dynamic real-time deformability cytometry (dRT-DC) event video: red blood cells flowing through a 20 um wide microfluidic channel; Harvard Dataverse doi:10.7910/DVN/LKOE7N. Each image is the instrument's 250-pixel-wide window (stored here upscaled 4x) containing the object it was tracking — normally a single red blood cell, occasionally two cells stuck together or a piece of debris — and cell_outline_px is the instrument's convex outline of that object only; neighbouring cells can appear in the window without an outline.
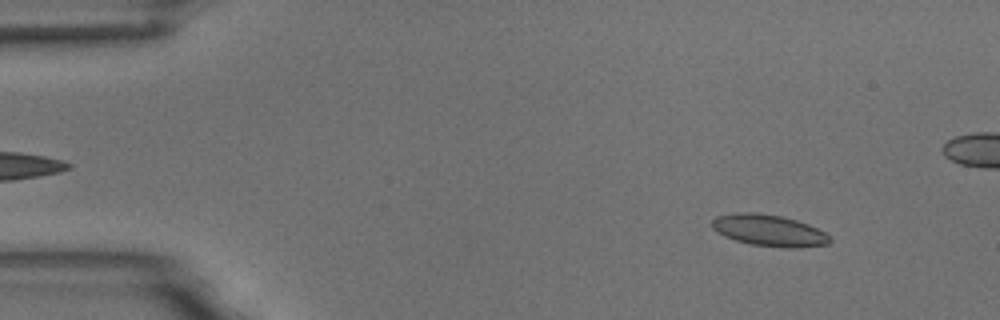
{"species": "common noctule bat (a hibernating species)", "species_latin": "Nyctalus noctula", "temperature_condition": "room temperature", "stored_images_in_passage": 41, "camera_frame_rate_fps": 3000, "um_per_image_px": 0.085, "animal": {"sex": "male", "body_mass_g": 18.8}, "frame": {"image": 1, "passage_image": 6, "time_ms": 1.667, "image_size_px": [1000, 320], "cell_outline_px": [[832, 240], [828, 244], [796, 248], [788, 248], [752, 244], [736, 240], [724, 236], [716, 232], [712, 228], [712, 220], [716, 216], [736, 212], [756, 212], [780, 216], [796, 220], [808, 224], [832, 236]], "centroid_in_image_um": [65.36, 19.58], "position_along_channel_um": 19.6, "area_um2": 21.68}}
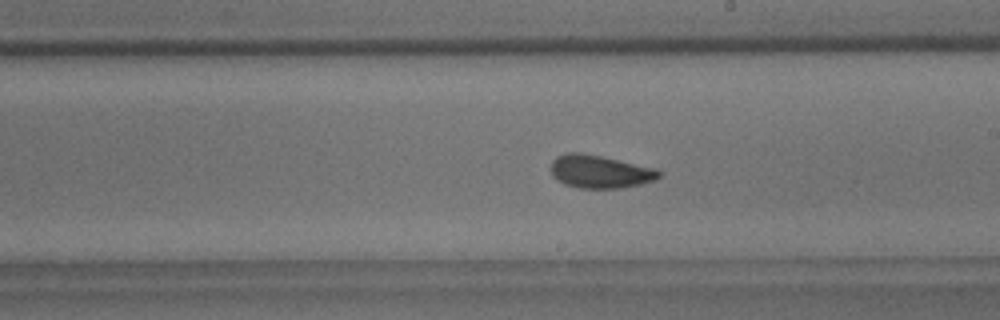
{"frame": {"image": 2, "passage_image": 31, "time_ms": 10.0, "image_size_px": [1000, 320], "cell_outline_px": [[660, 176], [652, 180], [640, 184], [620, 188], [580, 188], [564, 184], [556, 180], [552, 176], [552, 160], [556, 156], [564, 152], [580, 152], [600, 156], [656, 168], [660, 172]], "centroid_in_image_um": [50.94, 14.58], "position_along_channel_um": 238.1, "area_um2": 20.69}}
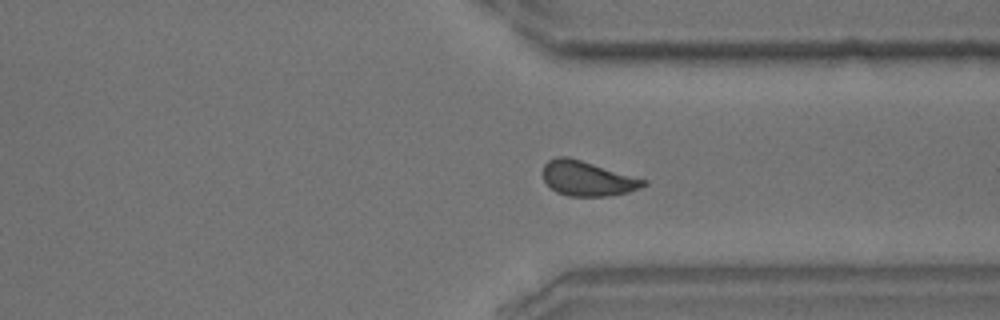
{"frame": {"image": 3, "passage_image": 41, "time_ms": 13.333, "image_size_px": [1000, 320], "cell_outline_px": [[648, 184], [640, 188], [628, 192], [608, 196], [568, 196], [556, 192], [544, 180], [544, 164], [548, 160], [556, 156], [568, 156], [648, 180]], "centroid_in_image_um": [49.95, 15.17], "position_along_channel_um": 361.4, "area_um2": 20.4}}